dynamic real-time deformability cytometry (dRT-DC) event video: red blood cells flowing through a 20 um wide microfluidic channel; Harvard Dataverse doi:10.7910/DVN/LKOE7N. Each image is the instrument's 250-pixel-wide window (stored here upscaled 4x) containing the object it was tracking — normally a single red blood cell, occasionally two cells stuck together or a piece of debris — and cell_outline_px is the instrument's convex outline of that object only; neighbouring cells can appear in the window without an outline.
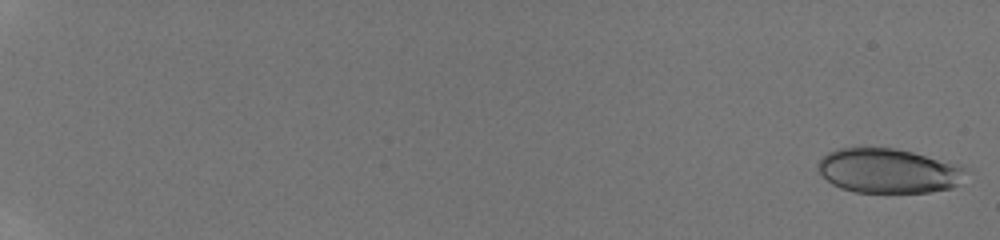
{"species": "human", "species_latin": "Homo sapiens", "temperature_condition": "room temperature", "stored_images_in_passage": 29, "camera_frame_rate_fps": 3000, "um_per_image_px": 0.085, "donor": {"sex": "male"}, "frame": {"image": 1, "passage_image": 1, "time_ms": 0.0, "image_size_px": [1000, 240], "cell_outline_px": [[968, 168], [956, 184], [952, 188], [928, 192], [856, 192], [840, 188], [832, 184], [816, 168], [816, 164], [828, 152], [836, 148], [892, 148], [912, 152]], "centroid_in_image_um": [75.45, 14.52], "position_along_channel_um": 9.6, "area_um2": 37.86}}
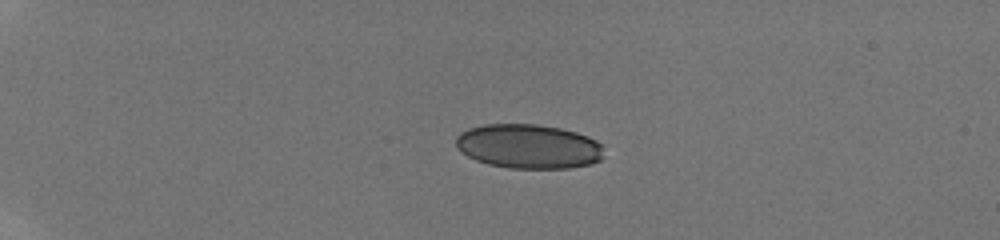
{"frame": {"image": 2, "passage_image": 21, "time_ms": 4.667, "image_size_px": [1000, 240], "cell_outline_px": [[604, 156], [600, 160], [592, 164], [568, 168], [508, 168], [488, 164], [476, 160], [460, 152], [456, 148], [456, 136], [460, 132], [468, 128], [484, 124], [536, 124], [560, 128], [576, 132], [588, 136], [596, 140], [604, 148]], "centroid_in_image_um": [44.92, 12.44], "position_along_channel_um": 40.1, "area_um2": 38.61}}